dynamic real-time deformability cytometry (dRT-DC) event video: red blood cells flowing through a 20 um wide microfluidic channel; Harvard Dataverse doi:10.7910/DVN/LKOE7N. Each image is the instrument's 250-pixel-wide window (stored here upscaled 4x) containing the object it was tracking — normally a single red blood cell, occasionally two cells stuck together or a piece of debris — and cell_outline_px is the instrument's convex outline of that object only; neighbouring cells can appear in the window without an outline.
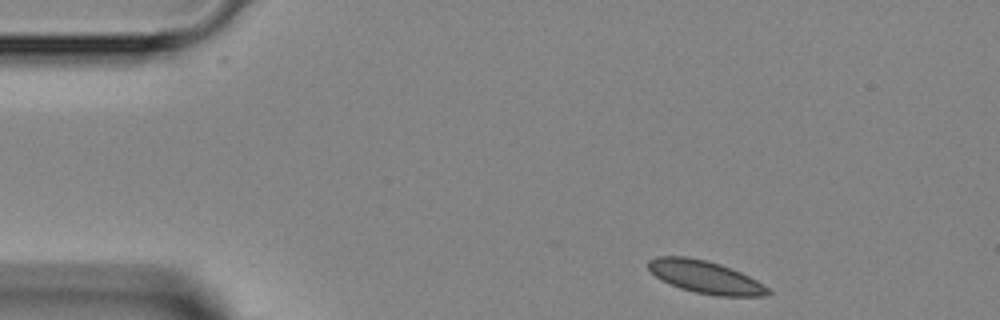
{"species": "Egyptian fruit bat (a non-hibernating species)", "species_latin": "Rousettus aegyptiacus", "temperature_condition": "room temperature", "stored_images_in_passage": 3, "camera_frame_rate_fps": 3000, "um_per_image_px": 0.085, "animal": {"sex": "female"}, "frame": {"image": 1, "passage_image": 1, "time_ms": 0.0, "image_size_px": [1000, 320], "cell_outline_px": [[772, 292], [768, 296], [716, 296], [696, 292], [680, 288], [660, 280], [648, 268], [648, 260], [656, 256], [688, 256], [720, 264], [732, 268], [756, 280], [768, 288]], "centroid_in_image_um": [59.94, 23.55], "position_along_channel_um": 25.1, "area_um2": 22.72}}
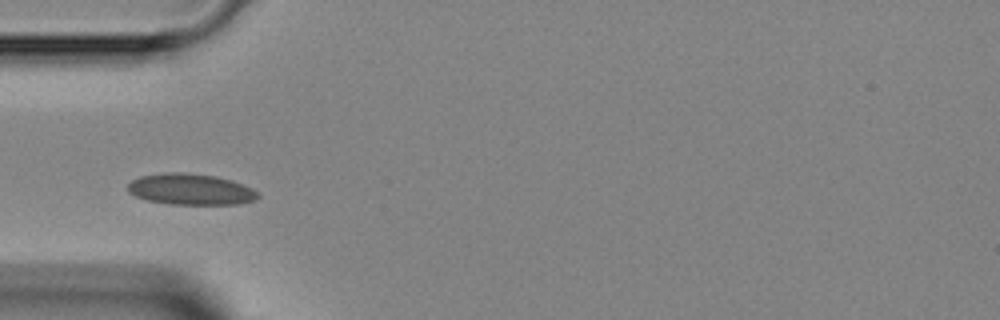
{"frame": {"image": 2, "passage_image": 3, "time_ms": 2.667, "image_size_px": [1000, 320], "cell_outline_px": [[260, 196], [256, 200], [236, 204], [168, 204], [148, 200], [136, 196], [128, 192], [128, 184], [132, 180], [140, 176], [164, 172], [180, 172], [216, 176], [232, 180], [252, 188], [260, 192]], "centroid_in_image_um": [16.22, 16.09], "position_along_channel_um": 68.8, "area_um2": 23.7}}